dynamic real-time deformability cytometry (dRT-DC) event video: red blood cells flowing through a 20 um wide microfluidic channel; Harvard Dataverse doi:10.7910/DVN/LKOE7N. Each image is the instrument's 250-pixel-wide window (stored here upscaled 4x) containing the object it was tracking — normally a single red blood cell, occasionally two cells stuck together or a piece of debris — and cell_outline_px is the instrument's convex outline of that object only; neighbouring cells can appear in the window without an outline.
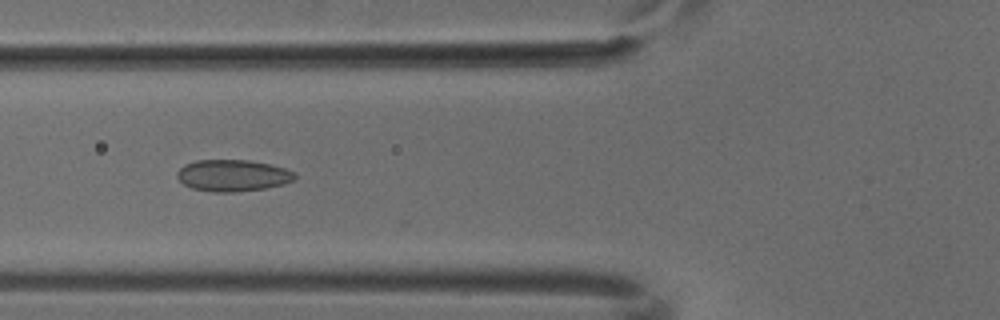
{"species": "common noctule bat (a hibernating species)", "species_latin": "Nyctalus noctula", "temperature_condition": "cold", "stored_images_in_passage": 8, "camera_frame_rate_fps": 3000, "um_per_image_px": 0.085, "animal": {"sex": "male", "body_mass_g": 18.8}, "frame": {"image": 1, "passage_image": 6, "time_ms": 1.667, "image_size_px": [1000, 320], "cell_outline_px": [[296, 180], [284, 184], [264, 188], [236, 192], [212, 192], [192, 188], [184, 184], [176, 176], [176, 172], [184, 164], [196, 160], [248, 160], [268, 164], [284, 168], [296, 172]], "centroid_in_image_um": [19.79, 14.92], "position_along_channel_um": 106.0, "area_um2": 21.79}}
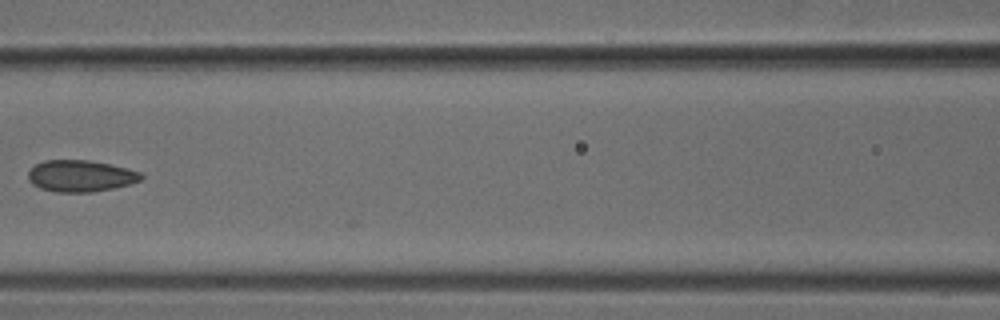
{"frame": {"image": 2, "passage_image": 7, "time_ms": 2.0, "image_size_px": [1000, 320], "cell_outline_px": [[144, 176], [140, 180], [128, 184], [112, 188], [92, 192], [56, 192], [40, 188], [32, 184], [28, 180], [28, 172], [36, 164], [44, 160], [88, 160], [108, 164], [140, 172]], "centroid_in_image_um": [6.8, 14.96], "position_along_channel_um": 159.8, "area_um2": 20.58}}
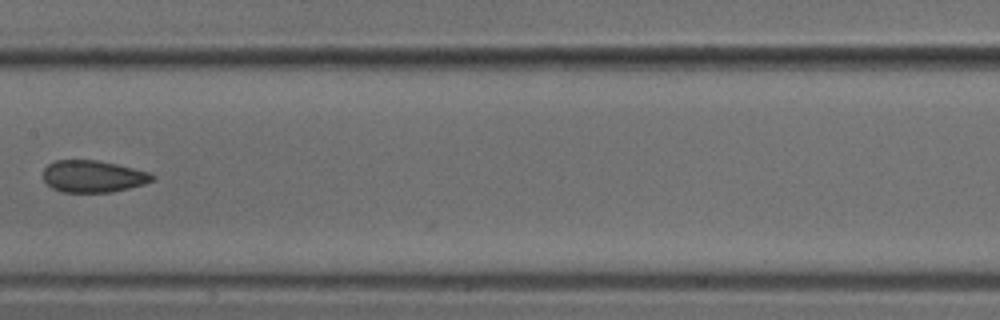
{"frame": {"image": 3, "passage_image": 8, "time_ms": 2.333, "image_size_px": [1000, 320], "cell_outline_px": [[156, 176], [152, 180], [144, 184], [112, 192], [64, 192], [52, 188], [44, 180], [44, 168], [48, 164], [56, 160], [96, 160], [116, 164], [152, 172]], "centroid_in_image_um": [7.93, 14.98], "position_along_channel_um": 199.5, "area_um2": 20.29}}